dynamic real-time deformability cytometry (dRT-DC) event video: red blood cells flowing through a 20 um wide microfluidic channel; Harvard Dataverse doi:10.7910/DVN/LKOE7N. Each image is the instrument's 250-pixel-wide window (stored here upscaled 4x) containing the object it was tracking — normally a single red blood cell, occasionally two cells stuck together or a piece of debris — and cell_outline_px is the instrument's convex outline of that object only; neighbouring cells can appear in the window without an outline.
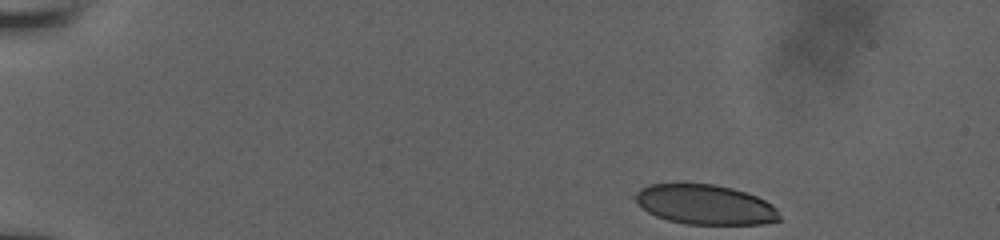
{"species": "human", "species_latin": "Homo sapiens", "temperature_condition": "room temperature", "stored_images_in_passage": 18, "camera_frame_rate_fps": 3000, "um_per_image_px": 0.085, "donor": {"sex": "male"}, "frame": {"image": 1, "passage_image": 1, "time_ms": 0.0, "image_size_px": [1000, 240], "cell_outline_px": [[780, 220], [764, 224], [684, 224], [668, 220], [656, 216], [648, 212], [628, 196], [640, 188], [648, 184], [712, 184], [732, 188], [756, 196], [772, 204], [776, 208], [780, 216]], "centroid_in_image_um": [59.87, 17.39], "position_along_channel_um": 25.1, "area_um2": 33.7}}
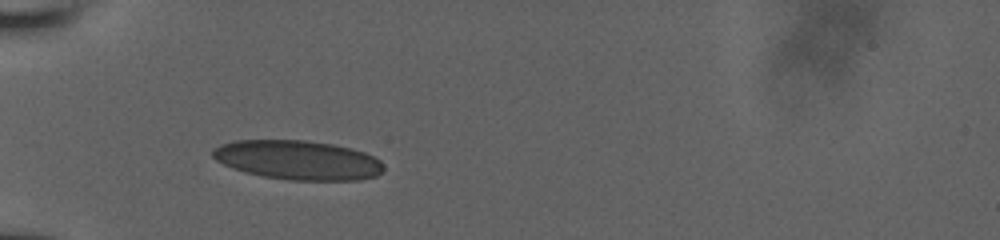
{"frame": {"image": 2, "passage_image": 17, "time_ms": 3.667, "image_size_px": [1000, 240], "cell_outline_px": [[384, 168], [376, 176], [360, 180], [288, 180], [264, 176], [232, 168], [216, 160], [212, 156], [212, 148], [220, 144], [236, 140], [304, 140], [332, 144], [352, 148], [364, 152], [380, 160], [384, 164]], "centroid_in_image_um": [25.32, 13.6], "position_along_channel_um": 59.7, "area_um2": 39.13}}